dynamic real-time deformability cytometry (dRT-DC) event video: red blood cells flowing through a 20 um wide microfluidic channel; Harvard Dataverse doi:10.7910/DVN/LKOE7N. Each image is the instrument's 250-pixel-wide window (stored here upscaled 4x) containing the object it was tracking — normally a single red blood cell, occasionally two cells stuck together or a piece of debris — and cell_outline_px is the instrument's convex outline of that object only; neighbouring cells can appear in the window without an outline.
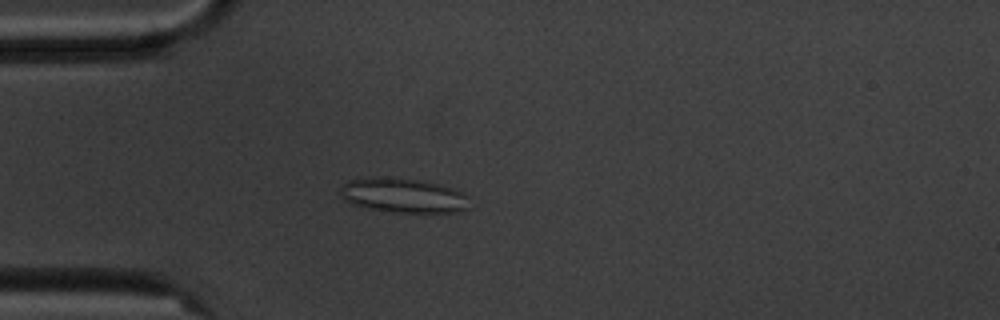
{"species": "common noctule bat (a hibernating species)", "species_latin": "Nyctalus noctula", "temperature_condition": "cold", "stored_images_in_passage": 5, "camera_frame_rate_fps": 3000, "um_per_image_px": 0.085, "animal": {"sex": "male", "body_mass_g": 20.1, "forearm_length_mm": 53.5}, "frame": {"image": 1, "passage_image": 4, "time_ms": 3.667, "image_size_px": [1000, 320], "cell_outline_px": [[468, 208], [460, 212], [392, 212], [364, 208], [352, 204], [344, 200], [340, 196], [340, 188], [348, 180], [372, 176], [416, 180], [440, 184], [452, 188], [460, 192], [464, 196]], "centroid_in_image_um": [34.18, 16.62], "position_along_channel_um": 50.8, "area_um2": 25.84}}